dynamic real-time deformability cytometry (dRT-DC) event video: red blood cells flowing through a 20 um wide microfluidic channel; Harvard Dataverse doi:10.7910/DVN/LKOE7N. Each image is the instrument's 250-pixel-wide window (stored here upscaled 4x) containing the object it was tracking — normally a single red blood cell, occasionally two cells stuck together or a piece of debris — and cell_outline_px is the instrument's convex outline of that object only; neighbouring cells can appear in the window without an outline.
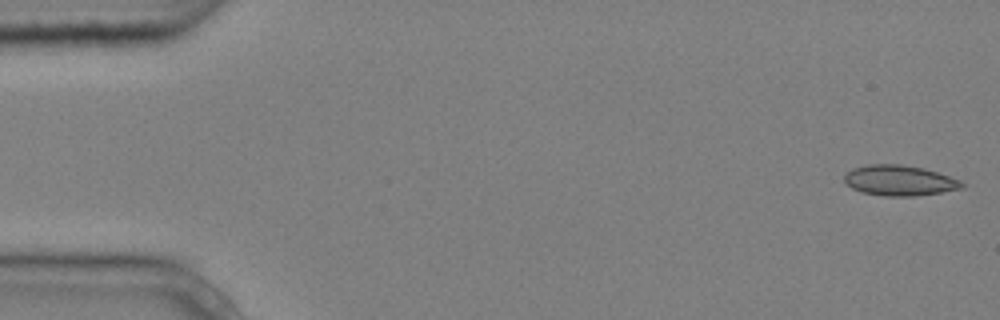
{"species": "common noctule bat (a hibernating species)", "species_latin": "Nyctalus noctula", "temperature_condition": "cold", "stored_images_in_passage": 4, "camera_frame_rate_fps": 3000, "um_per_image_px": 0.085, "animal": {"sex": "male", "body_mass_g": 20.4}, "frame": {"image": 1, "passage_image": 1, "time_ms": 0.0, "image_size_px": [1000, 320], "cell_outline_px": [[964, 188], [916, 196], [884, 196], [864, 192], [852, 188], [844, 180], [844, 176], [852, 168], [868, 164], [900, 164], [924, 168], [960, 180], [964, 184]], "centroid_in_image_um": [76.46, 15.33], "position_along_channel_um": 8.5, "area_um2": 20.69}}